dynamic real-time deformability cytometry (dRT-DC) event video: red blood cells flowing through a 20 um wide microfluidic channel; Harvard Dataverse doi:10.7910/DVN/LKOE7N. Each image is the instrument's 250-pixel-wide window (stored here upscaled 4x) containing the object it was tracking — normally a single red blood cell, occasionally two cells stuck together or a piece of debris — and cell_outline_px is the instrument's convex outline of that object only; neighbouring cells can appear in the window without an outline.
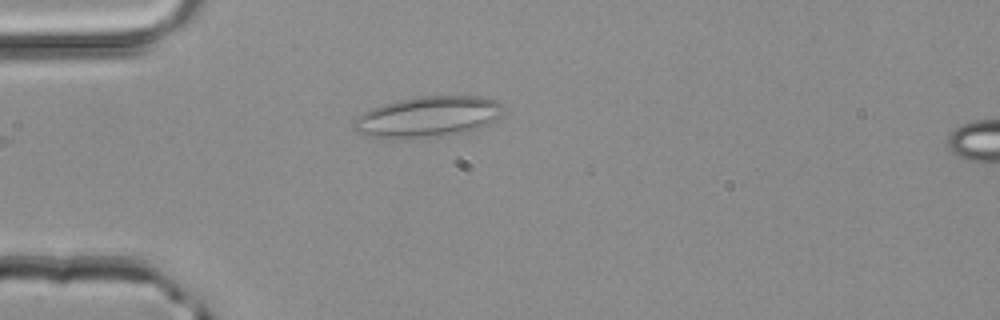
{"species": "common noctule bat (a hibernating species)", "species_latin": "Nyctalus noctula", "temperature_condition": "room temperature", "stored_images_in_passage": 3, "segment_of_instrument_passage": [1, 2], "camera_frame_rate_fps": 3000, "um_per_image_px": 0.085, "animal": {"sex": "male", "body_mass_g": 20.4}, "frame": {"image": 1, "passage_image": 2, "time_ms": 0.333, "image_size_px": [1000, 320], "cell_outline_px": [[504, 104], [500, 116], [496, 120], [480, 128], [468, 132], [444, 136], [404, 140], [388, 140], [368, 136], [356, 132], [352, 128], [352, 120], [356, 116], [372, 108], [384, 104], [400, 100], [420, 96], [480, 96], [496, 100]], "centroid_in_image_um": [36.34, 9.97], "position_along_channel_um": 48.7, "area_um2": 36.47}}